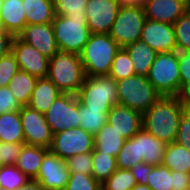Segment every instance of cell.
Segmentation results:
<instances>
[{
	"instance_id": "1",
	"label": "cell",
	"mask_w": 190,
	"mask_h": 190,
	"mask_svg": "<svg viewBox=\"0 0 190 190\" xmlns=\"http://www.w3.org/2000/svg\"><path fill=\"white\" fill-rule=\"evenodd\" d=\"M184 110L179 96H161L142 114L143 129L166 144L172 143Z\"/></svg>"
},
{
	"instance_id": "2",
	"label": "cell",
	"mask_w": 190,
	"mask_h": 190,
	"mask_svg": "<svg viewBox=\"0 0 190 190\" xmlns=\"http://www.w3.org/2000/svg\"><path fill=\"white\" fill-rule=\"evenodd\" d=\"M119 44L106 33L91 34L79 54L86 76H109Z\"/></svg>"
},
{
	"instance_id": "3",
	"label": "cell",
	"mask_w": 190,
	"mask_h": 190,
	"mask_svg": "<svg viewBox=\"0 0 190 190\" xmlns=\"http://www.w3.org/2000/svg\"><path fill=\"white\" fill-rule=\"evenodd\" d=\"M47 78L62 93L76 95L86 78L80 55L76 53L57 52L49 59Z\"/></svg>"
},
{
	"instance_id": "4",
	"label": "cell",
	"mask_w": 190,
	"mask_h": 190,
	"mask_svg": "<svg viewBox=\"0 0 190 190\" xmlns=\"http://www.w3.org/2000/svg\"><path fill=\"white\" fill-rule=\"evenodd\" d=\"M147 79L161 96H180L178 52L158 53L150 67Z\"/></svg>"
},
{
	"instance_id": "5",
	"label": "cell",
	"mask_w": 190,
	"mask_h": 190,
	"mask_svg": "<svg viewBox=\"0 0 190 190\" xmlns=\"http://www.w3.org/2000/svg\"><path fill=\"white\" fill-rule=\"evenodd\" d=\"M52 26L60 52L80 54L91 36L85 15L81 17L55 15Z\"/></svg>"
},
{
	"instance_id": "6",
	"label": "cell",
	"mask_w": 190,
	"mask_h": 190,
	"mask_svg": "<svg viewBox=\"0 0 190 190\" xmlns=\"http://www.w3.org/2000/svg\"><path fill=\"white\" fill-rule=\"evenodd\" d=\"M116 83L118 104L127 106L141 114L161 97L145 76L135 74L118 80Z\"/></svg>"
},
{
	"instance_id": "7",
	"label": "cell",
	"mask_w": 190,
	"mask_h": 190,
	"mask_svg": "<svg viewBox=\"0 0 190 190\" xmlns=\"http://www.w3.org/2000/svg\"><path fill=\"white\" fill-rule=\"evenodd\" d=\"M76 96L87 108L110 110L118 104L117 83L110 76H86Z\"/></svg>"
},
{
	"instance_id": "8",
	"label": "cell",
	"mask_w": 190,
	"mask_h": 190,
	"mask_svg": "<svg viewBox=\"0 0 190 190\" xmlns=\"http://www.w3.org/2000/svg\"><path fill=\"white\" fill-rule=\"evenodd\" d=\"M146 15L142 6L121 5L108 33L121 48L141 39Z\"/></svg>"
},
{
	"instance_id": "9",
	"label": "cell",
	"mask_w": 190,
	"mask_h": 190,
	"mask_svg": "<svg viewBox=\"0 0 190 190\" xmlns=\"http://www.w3.org/2000/svg\"><path fill=\"white\" fill-rule=\"evenodd\" d=\"M49 150L66 161L77 154L92 152L94 135L81 127L66 129L53 134Z\"/></svg>"
},
{
	"instance_id": "10",
	"label": "cell",
	"mask_w": 190,
	"mask_h": 190,
	"mask_svg": "<svg viewBox=\"0 0 190 190\" xmlns=\"http://www.w3.org/2000/svg\"><path fill=\"white\" fill-rule=\"evenodd\" d=\"M44 115L52 134L80 127L77 96L70 93L60 94Z\"/></svg>"
},
{
	"instance_id": "11",
	"label": "cell",
	"mask_w": 190,
	"mask_h": 190,
	"mask_svg": "<svg viewBox=\"0 0 190 190\" xmlns=\"http://www.w3.org/2000/svg\"><path fill=\"white\" fill-rule=\"evenodd\" d=\"M20 119L25 144L49 149L52 144L53 134L45 119V115L29 106H22Z\"/></svg>"
},
{
	"instance_id": "12",
	"label": "cell",
	"mask_w": 190,
	"mask_h": 190,
	"mask_svg": "<svg viewBox=\"0 0 190 190\" xmlns=\"http://www.w3.org/2000/svg\"><path fill=\"white\" fill-rule=\"evenodd\" d=\"M69 174L67 162L49 150L44 155L38 175L34 179L43 190H65Z\"/></svg>"
},
{
	"instance_id": "13",
	"label": "cell",
	"mask_w": 190,
	"mask_h": 190,
	"mask_svg": "<svg viewBox=\"0 0 190 190\" xmlns=\"http://www.w3.org/2000/svg\"><path fill=\"white\" fill-rule=\"evenodd\" d=\"M12 52L21 71L27 72L37 79L47 77L49 58L41 54L32 45L22 41L18 36H14Z\"/></svg>"
},
{
	"instance_id": "14",
	"label": "cell",
	"mask_w": 190,
	"mask_h": 190,
	"mask_svg": "<svg viewBox=\"0 0 190 190\" xmlns=\"http://www.w3.org/2000/svg\"><path fill=\"white\" fill-rule=\"evenodd\" d=\"M120 7L119 0H89L85 16L91 34H108Z\"/></svg>"
},
{
	"instance_id": "15",
	"label": "cell",
	"mask_w": 190,
	"mask_h": 190,
	"mask_svg": "<svg viewBox=\"0 0 190 190\" xmlns=\"http://www.w3.org/2000/svg\"><path fill=\"white\" fill-rule=\"evenodd\" d=\"M140 40L157 53L176 51L173 24L146 19Z\"/></svg>"
},
{
	"instance_id": "16",
	"label": "cell",
	"mask_w": 190,
	"mask_h": 190,
	"mask_svg": "<svg viewBox=\"0 0 190 190\" xmlns=\"http://www.w3.org/2000/svg\"><path fill=\"white\" fill-rule=\"evenodd\" d=\"M18 37L49 59L59 52L52 23L26 25Z\"/></svg>"
},
{
	"instance_id": "17",
	"label": "cell",
	"mask_w": 190,
	"mask_h": 190,
	"mask_svg": "<svg viewBox=\"0 0 190 190\" xmlns=\"http://www.w3.org/2000/svg\"><path fill=\"white\" fill-rule=\"evenodd\" d=\"M107 122L125 140L130 139L143 128L142 114L120 104H115L110 109Z\"/></svg>"
},
{
	"instance_id": "18",
	"label": "cell",
	"mask_w": 190,
	"mask_h": 190,
	"mask_svg": "<svg viewBox=\"0 0 190 190\" xmlns=\"http://www.w3.org/2000/svg\"><path fill=\"white\" fill-rule=\"evenodd\" d=\"M146 19L174 24L190 6L182 0H146Z\"/></svg>"
},
{
	"instance_id": "19",
	"label": "cell",
	"mask_w": 190,
	"mask_h": 190,
	"mask_svg": "<svg viewBox=\"0 0 190 190\" xmlns=\"http://www.w3.org/2000/svg\"><path fill=\"white\" fill-rule=\"evenodd\" d=\"M166 143L143 128L137 132L138 158H143V162L157 166L163 163Z\"/></svg>"
},
{
	"instance_id": "20",
	"label": "cell",
	"mask_w": 190,
	"mask_h": 190,
	"mask_svg": "<svg viewBox=\"0 0 190 190\" xmlns=\"http://www.w3.org/2000/svg\"><path fill=\"white\" fill-rule=\"evenodd\" d=\"M27 25L22 0H4L0 13V27L18 36Z\"/></svg>"
},
{
	"instance_id": "21",
	"label": "cell",
	"mask_w": 190,
	"mask_h": 190,
	"mask_svg": "<svg viewBox=\"0 0 190 190\" xmlns=\"http://www.w3.org/2000/svg\"><path fill=\"white\" fill-rule=\"evenodd\" d=\"M60 94L62 92L47 77L39 78L27 106L44 114Z\"/></svg>"
},
{
	"instance_id": "22",
	"label": "cell",
	"mask_w": 190,
	"mask_h": 190,
	"mask_svg": "<svg viewBox=\"0 0 190 190\" xmlns=\"http://www.w3.org/2000/svg\"><path fill=\"white\" fill-rule=\"evenodd\" d=\"M49 149L26 145L21 148L15 166L28 178L34 179L39 172L44 155Z\"/></svg>"
},
{
	"instance_id": "23",
	"label": "cell",
	"mask_w": 190,
	"mask_h": 190,
	"mask_svg": "<svg viewBox=\"0 0 190 190\" xmlns=\"http://www.w3.org/2000/svg\"><path fill=\"white\" fill-rule=\"evenodd\" d=\"M124 49L132 60L135 74L147 77L158 53L141 40L127 45Z\"/></svg>"
},
{
	"instance_id": "24",
	"label": "cell",
	"mask_w": 190,
	"mask_h": 190,
	"mask_svg": "<svg viewBox=\"0 0 190 190\" xmlns=\"http://www.w3.org/2000/svg\"><path fill=\"white\" fill-rule=\"evenodd\" d=\"M27 25L52 23L55 12L53 0H22Z\"/></svg>"
},
{
	"instance_id": "25",
	"label": "cell",
	"mask_w": 190,
	"mask_h": 190,
	"mask_svg": "<svg viewBox=\"0 0 190 190\" xmlns=\"http://www.w3.org/2000/svg\"><path fill=\"white\" fill-rule=\"evenodd\" d=\"M124 142L125 139L108 122L94 135V148L115 157L122 149Z\"/></svg>"
},
{
	"instance_id": "26",
	"label": "cell",
	"mask_w": 190,
	"mask_h": 190,
	"mask_svg": "<svg viewBox=\"0 0 190 190\" xmlns=\"http://www.w3.org/2000/svg\"><path fill=\"white\" fill-rule=\"evenodd\" d=\"M0 142L25 143L20 110L0 115Z\"/></svg>"
},
{
	"instance_id": "27",
	"label": "cell",
	"mask_w": 190,
	"mask_h": 190,
	"mask_svg": "<svg viewBox=\"0 0 190 190\" xmlns=\"http://www.w3.org/2000/svg\"><path fill=\"white\" fill-rule=\"evenodd\" d=\"M163 165L171 171L190 173V151L175 141L166 145Z\"/></svg>"
},
{
	"instance_id": "28",
	"label": "cell",
	"mask_w": 190,
	"mask_h": 190,
	"mask_svg": "<svg viewBox=\"0 0 190 190\" xmlns=\"http://www.w3.org/2000/svg\"><path fill=\"white\" fill-rule=\"evenodd\" d=\"M36 81V77L19 70L9 82L8 87L21 106L29 104Z\"/></svg>"
},
{
	"instance_id": "29",
	"label": "cell",
	"mask_w": 190,
	"mask_h": 190,
	"mask_svg": "<svg viewBox=\"0 0 190 190\" xmlns=\"http://www.w3.org/2000/svg\"><path fill=\"white\" fill-rule=\"evenodd\" d=\"M110 110H95L82 105L78 100V113L80 116V127L86 132L95 135L107 122Z\"/></svg>"
},
{
	"instance_id": "30",
	"label": "cell",
	"mask_w": 190,
	"mask_h": 190,
	"mask_svg": "<svg viewBox=\"0 0 190 190\" xmlns=\"http://www.w3.org/2000/svg\"><path fill=\"white\" fill-rule=\"evenodd\" d=\"M92 176L100 183H104L118 168L116 157L101 153L94 148Z\"/></svg>"
},
{
	"instance_id": "31",
	"label": "cell",
	"mask_w": 190,
	"mask_h": 190,
	"mask_svg": "<svg viewBox=\"0 0 190 190\" xmlns=\"http://www.w3.org/2000/svg\"><path fill=\"white\" fill-rule=\"evenodd\" d=\"M29 180L15 165L0 167V190H17Z\"/></svg>"
},
{
	"instance_id": "32",
	"label": "cell",
	"mask_w": 190,
	"mask_h": 190,
	"mask_svg": "<svg viewBox=\"0 0 190 190\" xmlns=\"http://www.w3.org/2000/svg\"><path fill=\"white\" fill-rule=\"evenodd\" d=\"M133 75H135V70L132 60L128 52L124 48H120L112 62L109 76L115 81H118Z\"/></svg>"
},
{
	"instance_id": "33",
	"label": "cell",
	"mask_w": 190,
	"mask_h": 190,
	"mask_svg": "<svg viewBox=\"0 0 190 190\" xmlns=\"http://www.w3.org/2000/svg\"><path fill=\"white\" fill-rule=\"evenodd\" d=\"M140 162H143V158H138L136 133L130 139L125 140L122 149L116 155V164L117 168L130 169Z\"/></svg>"
},
{
	"instance_id": "34",
	"label": "cell",
	"mask_w": 190,
	"mask_h": 190,
	"mask_svg": "<svg viewBox=\"0 0 190 190\" xmlns=\"http://www.w3.org/2000/svg\"><path fill=\"white\" fill-rule=\"evenodd\" d=\"M130 169L118 168L104 183L101 190H131L136 185Z\"/></svg>"
},
{
	"instance_id": "35",
	"label": "cell",
	"mask_w": 190,
	"mask_h": 190,
	"mask_svg": "<svg viewBox=\"0 0 190 190\" xmlns=\"http://www.w3.org/2000/svg\"><path fill=\"white\" fill-rule=\"evenodd\" d=\"M147 185L152 190H172L173 171L163 164L154 166L149 174Z\"/></svg>"
},
{
	"instance_id": "36",
	"label": "cell",
	"mask_w": 190,
	"mask_h": 190,
	"mask_svg": "<svg viewBox=\"0 0 190 190\" xmlns=\"http://www.w3.org/2000/svg\"><path fill=\"white\" fill-rule=\"evenodd\" d=\"M176 51H190V9H188L174 24Z\"/></svg>"
},
{
	"instance_id": "37",
	"label": "cell",
	"mask_w": 190,
	"mask_h": 190,
	"mask_svg": "<svg viewBox=\"0 0 190 190\" xmlns=\"http://www.w3.org/2000/svg\"><path fill=\"white\" fill-rule=\"evenodd\" d=\"M89 0H53L55 15L81 17L86 14Z\"/></svg>"
},
{
	"instance_id": "38",
	"label": "cell",
	"mask_w": 190,
	"mask_h": 190,
	"mask_svg": "<svg viewBox=\"0 0 190 190\" xmlns=\"http://www.w3.org/2000/svg\"><path fill=\"white\" fill-rule=\"evenodd\" d=\"M101 184L92 176L70 173L65 190H101Z\"/></svg>"
},
{
	"instance_id": "39",
	"label": "cell",
	"mask_w": 190,
	"mask_h": 190,
	"mask_svg": "<svg viewBox=\"0 0 190 190\" xmlns=\"http://www.w3.org/2000/svg\"><path fill=\"white\" fill-rule=\"evenodd\" d=\"M66 162L70 173H82L86 175H92V152L77 154L67 159Z\"/></svg>"
},
{
	"instance_id": "40",
	"label": "cell",
	"mask_w": 190,
	"mask_h": 190,
	"mask_svg": "<svg viewBox=\"0 0 190 190\" xmlns=\"http://www.w3.org/2000/svg\"><path fill=\"white\" fill-rule=\"evenodd\" d=\"M19 66L13 52L0 59V87L8 86L12 77L19 71Z\"/></svg>"
},
{
	"instance_id": "41",
	"label": "cell",
	"mask_w": 190,
	"mask_h": 190,
	"mask_svg": "<svg viewBox=\"0 0 190 190\" xmlns=\"http://www.w3.org/2000/svg\"><path fill=\"white\" fill-rule=\"evenodd\" d=\"M24 144L0 142V164L15 165Z\"/></svg>"
},
{
	"instance_id": "42",
	"label": "cell",
	"mask_w": 190,
	"mask_h": 190,
	"mask_svg": "<svg viewBox=\"0 0 190 190\" xmlns=\"http://www.w3.org/2000/svg\"><path fill=\"white\" fill-rule=\"evenodd\" d=\"M175 142L190 151V111L184 110Z\"/></svg>"
},
{
	"instance_id": "43",
	"label": "cell",
	"mask_w": 190,
	"mask_h": 190,
	"mask_svg": "<svg viewBox=\"0 0 190 190\" xmlns=\"http://www.w3.org/2000/svg\"><path fill=\"white\" fill-rule=\"evenodd\" d=\"M21 107L8 86L0 87V115L19 111Z\"/></svg>"
},
{
	"instance_id": "44",
	"label": "cell",
	"mask_w": 190,
	"mask_h": 190,
	"mask_svg": "<svg viewBox=\"0 0 190 190\" xmlns=\"http://www.w3.org/2000/svg\"><path fill=\"white\" fill-rule=\"evenodd\" d=\"M181 92L190 85V51L178 52Z\"/></svg>"
},
{
	"instance_id": "45",
	"label": "cell",
	"mask_w": 190,
	"mask_h": 190,
	"mask_svg": "<svg viewBox=\"0 0 190 190\" xmlns=\"http://www.w3.org/2000/svg\"><path fill=\"white\" fill-rule=\"evenodd\" d=\"M153 167L154 166L149 165L145 162H140L132 166V168H130V171L135 177L137 184L147 185L148 177Z\"/></svg>"
},
{
	"instance_id": "46",
	"label": "cell",
	"mask_w": 190,
	"mask_h": 190,
	"mask_svg": "<svg viewBox=\"0 0 190 190\" xmlns=\"http://www.w3.org/2000/svg\"><path fill=\"white\" fill-rule=\"evenodd\" d=\"M172 190H190V174L173 171Z\"/></svg>"
},
{
	"instance_id": "47",
	"label": "cell",
	"mask_w": 190,
	"mask_h": 190,
	"mask_svg": "<svg viewBox=\"0 0 190 190\" xmlns=\"http://www.w3.org/2000/svg\"><path fill=\"white\" fill-rule=\"evenodd\" d=\"M14 36L0 27V59L12 51Z\"/></svg>"
},
{
	"instance_id": "48",
	"label": "cell",
	"mask_w": 190,
	"mask_h": 190,
	"mask_svg": "<svg viewBox=\"0 0 190 190\" xmlns=\"http://www.w3.org/2000/svg\"><path fill=\"white\" fill-rule=\"evenodd\" d=\"M179 97L185 110L190 111V85L181 92Z\"/></svg>"
},
{
	"instance_id": "49",
	"label": "cell",
	"mask_w": 190,
	"mask_h": 190,
	"mask_svg": "<svg viewBox=\"0 0 190 190\" xmlns=\"http://www.w3.org/2000/svg\"><path fill=\"white\" fill-rule=\"evenodd\" d=\"M17 190H43V188L38 181L30 179L25 185L19 187Z\"/></svg>"
},
{
	"instance_id": "50",
	"label": "cell",
	"mask_w": 190,
	"mask_h": 190,
	"mask_svg": "<svg viewBox=\"0 0 190 190\" xmlns=\"http://www.w3.org/2000/svg\"><path fill=\"white\" fill-rule=\"evenodd\" d=\"M121 5L144 6L146 0H119Z\"/></svg>"
},
{
	"instance_id": "51",
	"label": "cell",
	"mask_w": 190,
	"mask_h": 190,
	"mask_svg": "<svg viewBox=\"0 0 190 190\" xmlns=\"http://www.w3.org/2000/svg\"><path fill=\"white\" fill-rule=\"evenodd\" d=\"M131 190H152L148 185L136 184Z\"/></svg>"
},
{
	"instance_id": "52",
	"label": "cell",
	"mask_w": 190,
	"mask_h": 190,
	"mask_svg": "<svg viewBox=\"0 0 190 190\" xmlns=\"http://www.w3.org/2000/svg\"><path fill=\"white\" fill-rule=\"evenodd\" d=\"M3 1L4 0H0V13H1L2 5H3Z\"/></svg>"
},
{
	"instance_id": "53",
	"label": "cell",
	"mask_w": 190,
	"mask_h": 190,
	"mask_svg": "<svg viewBox=\"0 0 190 190\" xmlns=\"http://www.w3.org/2000/svg\"><path fill=\"white\" fill-rule=\"evenodd\" d=\"M182 1L186 2L190 6V0H182Z\"/></svg>"
}]
</instances>
